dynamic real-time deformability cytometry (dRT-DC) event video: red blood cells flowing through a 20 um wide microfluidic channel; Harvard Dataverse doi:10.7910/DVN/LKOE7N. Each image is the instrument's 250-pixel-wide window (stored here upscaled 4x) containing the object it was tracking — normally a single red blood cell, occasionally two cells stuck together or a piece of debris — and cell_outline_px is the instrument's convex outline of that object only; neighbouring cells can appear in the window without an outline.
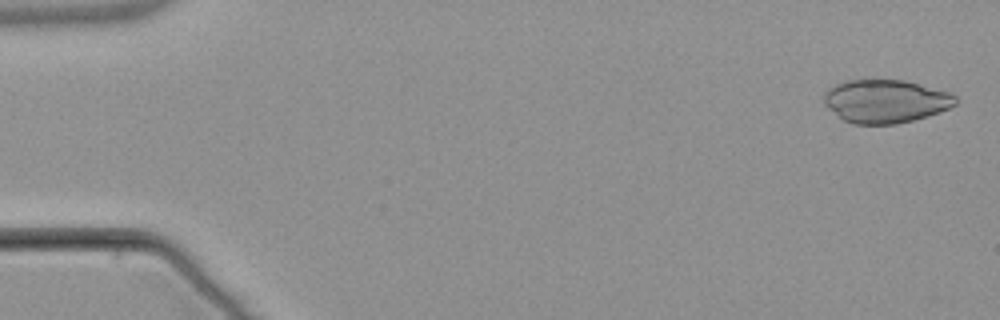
{"species": "common noctule bat (a hibernating species)", "species_latin": "Nyctalus noctula", "temperature_condition": "warm", "stored_images_in_passage": 5, "segment_of_instrument_passage": [2, 2], "camera_frame_rate_fps": 3000, "um_per_image_px": 0.085, "animal": {"sex": "male", "body_mass_g": 21.5, "forearm_length_mm": 52.0}, "frame": {"image": 1, "passage_image": 5, "time_ms": 5.333, "image_size_px": [1000, 320], "cell_outline_px": [[956, 104], [940, 112], [928, 116], [896, 124], [852, 124], [844, 120], [828, 108], [824, 104], [824, 92], [828, 88], [836, 84], [848, 80], [904, 80], [948, 92], [956, 96]], "centroid_in_image_um": [75.25, 8.61], "position_along_channel_um": 9.7, "area_um2": 33.0}}